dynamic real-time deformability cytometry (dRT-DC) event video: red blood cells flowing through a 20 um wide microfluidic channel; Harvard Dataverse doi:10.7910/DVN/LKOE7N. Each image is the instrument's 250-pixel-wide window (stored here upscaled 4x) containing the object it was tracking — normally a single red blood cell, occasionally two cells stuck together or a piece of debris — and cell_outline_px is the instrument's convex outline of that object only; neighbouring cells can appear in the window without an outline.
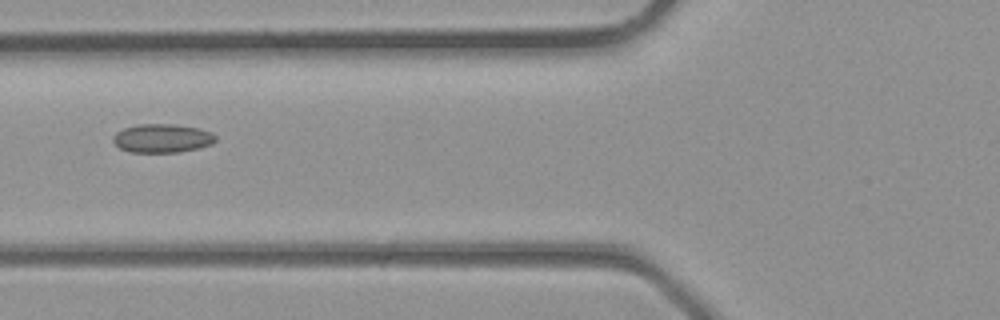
{"species": "common noctule bat (a hibernating species)", "species_latin": "Nyctalus noctula", "temperature_condition": "room temperature", "stored_images_in_passage": 4, "camera_frame_rate_fps": 3000, "um_per_image_px": 0.085, "animal": {"sex": "male", "body_mass_g": 23.1, "forearm_length_mm": 52.7}, "frame": {"image": 1, "passage_image": 4, "time_ms": 1.0, "image_size_px": [1000, 320], "cell_outline_px": [[216, 140], [212, 144], [200, 148], [180, 152], [128, 152], [120, 148], [112, 140], [112, 136], [116, 132], [124, 128], [140, 124], [172, 124], [200, 128], [212, 132], [216, 136]], "centroid_in_image_um": [13.81, 11.75], "position_along_channel_um": 112.0, "area_um2": 17.28}}